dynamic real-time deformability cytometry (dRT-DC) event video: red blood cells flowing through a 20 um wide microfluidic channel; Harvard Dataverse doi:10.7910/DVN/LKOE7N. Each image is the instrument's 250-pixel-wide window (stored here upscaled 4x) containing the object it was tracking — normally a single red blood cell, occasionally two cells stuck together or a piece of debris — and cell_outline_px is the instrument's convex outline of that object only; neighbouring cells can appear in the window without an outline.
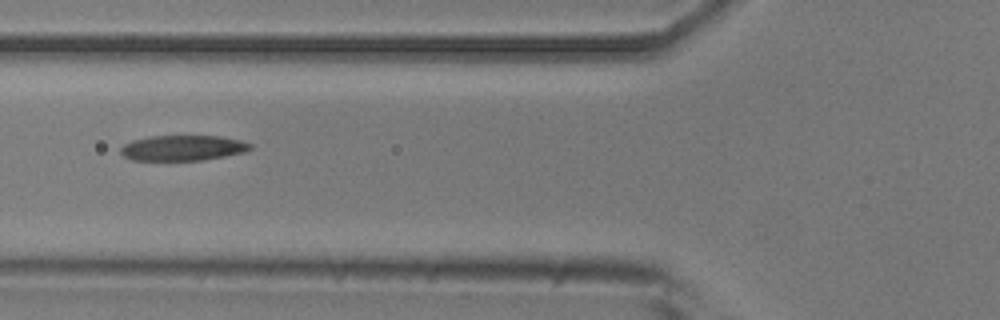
{"species": "common noctule bat (a hibernating species)", "species_latin": "Nyctalus noctula", "temperature_condition": "room temperature", "stored_images_in_passage": 8, "camera_frame_rate_fps": 3000, "um_per_image_px": 0.085, "animal": {"sex": "male", "body_mass_g": 20.5, "forearm_length_mm": 52.5}, "frame": {"image": 1, "passage_image": 6, "time_ms": 6.0, "image_size_px": [1000, 320], "cell_outline_px": [[252, 148], [244, 152], [204, 160], [132, 160], [124, 156], [120, 152], [120, 148], [124, 144], [132, 140], [148, 136], [220, 136], [240, 140], [252, 144]], "centroid_in_image_um": [15.52, 12.57], "position_along_channel_um": 110.3, "area_um2": 19.19}}
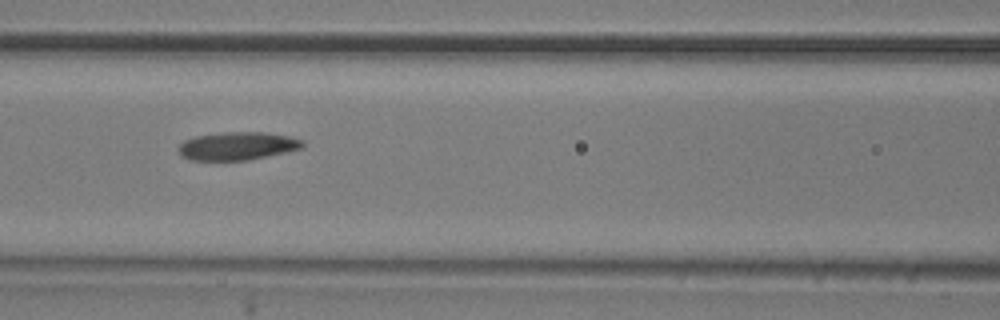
{"frame": {"image": 2, "passage_image": 7, "time_ms": 7.0, "image_size_px": [1000, 320], "cell_outline_px": [[304, 148], [248, 160], [192, 160], [184, 156], [180, 152], [180, 144], [184, 140], [196, 136], [224, 132], [264, 132], [292, 136], [304, 140]], "centroid_in_image_um": [20.26, 12.4], "position_along_channel_um": 146.3, "area_um2": 20.23}}
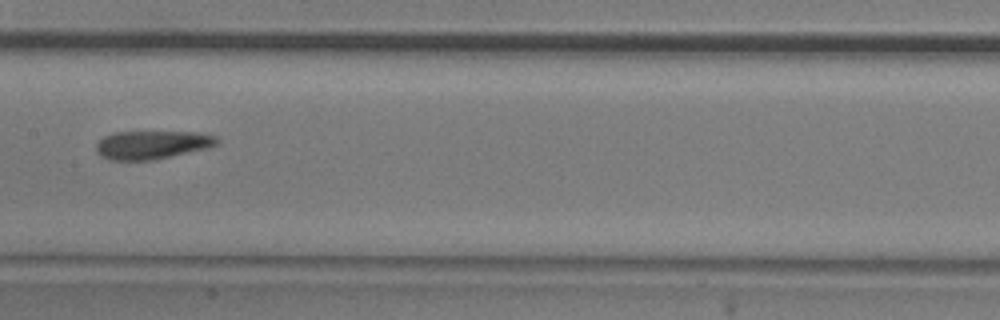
{"frame": {"image": 3, "passage_image": 8, "time_ms": 8.333, "image_size_px": [1000, 320], "cell_outline_px": [[220, 140], [212, 148], [156, 160], [108, 160], [100, 156], [96, 152], [96, 144], [104, 136], [112, 132], [204, 132], [216, 136]], "centroid_in_image_um": [12.98, 12.31], "position_along_channel_um": 194.4, "area_um2": 20.52}}